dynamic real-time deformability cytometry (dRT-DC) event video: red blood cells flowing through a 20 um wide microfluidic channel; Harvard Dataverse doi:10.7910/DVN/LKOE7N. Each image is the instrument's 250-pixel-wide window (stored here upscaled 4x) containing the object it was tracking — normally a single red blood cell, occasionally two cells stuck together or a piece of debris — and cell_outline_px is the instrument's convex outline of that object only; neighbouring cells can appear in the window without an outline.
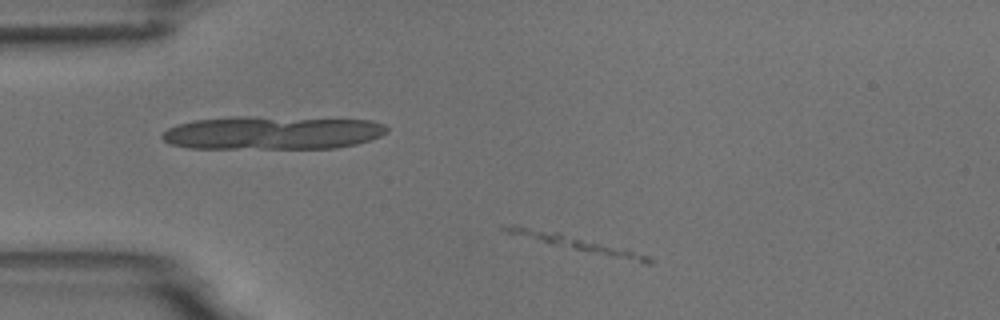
{"species": "common noctule bat (a hibernating species)", "species_latin": "Nyctalus noctula", "temperature_condition": "room temperature", "stored_images_in_passage": 2, "camera_frame_rate_fps": 3000, "um_per_image_px": 0.085, "animal": {"sex": "male", "body_mass_g": 18.8}, "frame": {"image": 1, "passage_image": 1, "time_ms": 0.0, "image_size_px": [1000, 320], "cell_outline_px": [[652, 264], [644, 264], [552, 244], [508, 232], [500, 228], [512, 224], [520, 224], [556, 232], [624, 248], [648, 256], [652, 260]], "centroid_in_image_um": [49.07, 20.68], "position_along_channel_um": 35.9, "area_um2": 12.14}}